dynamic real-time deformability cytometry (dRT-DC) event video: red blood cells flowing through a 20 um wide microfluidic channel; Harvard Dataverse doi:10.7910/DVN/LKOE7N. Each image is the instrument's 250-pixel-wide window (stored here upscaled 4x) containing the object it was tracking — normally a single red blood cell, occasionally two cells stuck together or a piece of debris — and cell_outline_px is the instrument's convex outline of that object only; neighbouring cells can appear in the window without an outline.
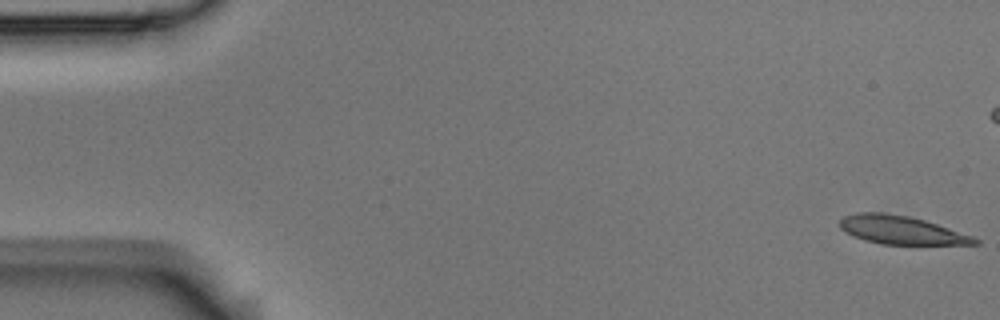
{"species": "Egyptian fruit bat (a non-hibernating species)", "species_latin": "Rousettus aegyptiacus", "temperature_condition": "room temperature", "stored_images_in_passage": 56, "camera_frame_rate_fps": 3000, "um_per_image_px": 0.085, "animal": {"sex": "male"}, "frame": {"image": 1, "passage_image": 1, "time_ms": 0.0, "image_size_px": [1000, 320], "cell_outline_px": [[980, 244], [880, 244], [864, 240], [840, 228], [840, 220], [844, 216], [856, 212], [884, 212], [908, 216], [924, 220], [972, 236], [980, 240]], "centroid_in_image_um": [76.59, 19.54], "position_along_channel_um": 8.4, "area_um2": 21.96}}
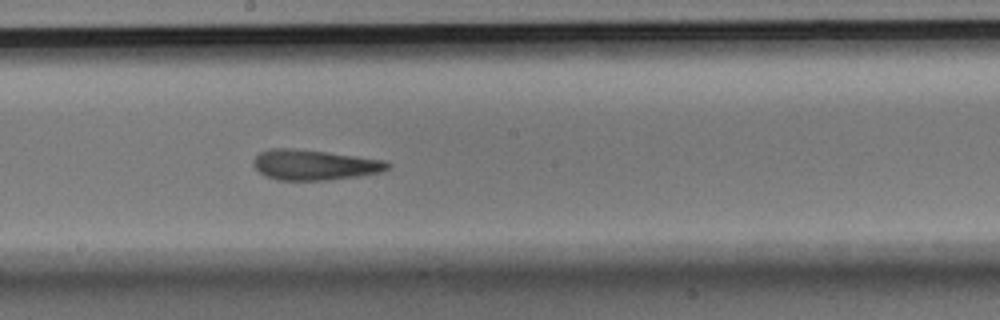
{"frame": {"image": 2, "passage_image": 30, "time_ms": 9.667, "image_size_px": [1000, 320], "cell_outline_px": [[392, 164], [388, 168], [380, 172], [360, 176], [324, 180], [276, 180], [264, 176], [252, 164], [252, 160], [260, 152], [268, 148], [296, 148], [328, 152], [384, 160]], "centroid_in_image_um": [26.68, 14.01], "position_along_channel_um": 221.5, "area_um2": 23.87}}
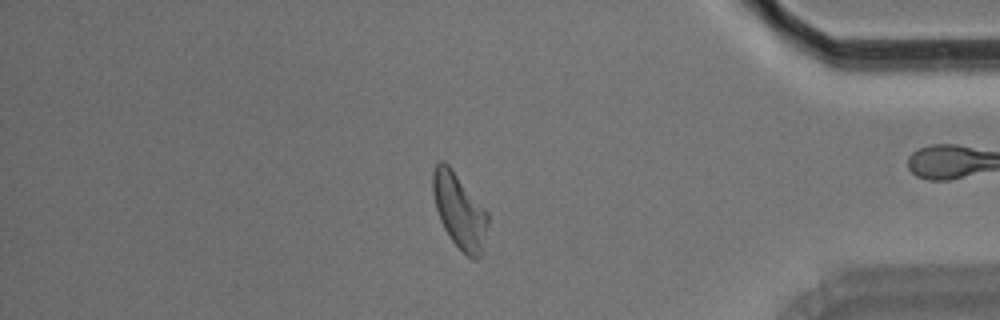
{"frame": {"image": 3, "passage_image": 47, "time_ms": 15.333, "image_size_px": [1000, 320], "cell_outline_px": [[488, 224], [484, 252], [476, 260], [472, 260], [452, 240], [444, 228], [440, 220], [436, 208], [432, 192], [432, 172], [436, 164], [440, 160], [444, 160], [452, 168], [488, 212]], "centroid_in_image_um": [39.06, 17.92], "position_along_channel_um": 396.1, "area_um2": 24.22}, "authors_computed_cell_mechanics": {"area_um2": 23.4379, "velocity_mm_per_s": 3.6279, "shape_relaxation_time_tau1_ms": null, "shape_relaxation_time_tau2_ms": 3.6038, "deformation_change_tau1": null, "deformation_change_tau2": 0.1278}}